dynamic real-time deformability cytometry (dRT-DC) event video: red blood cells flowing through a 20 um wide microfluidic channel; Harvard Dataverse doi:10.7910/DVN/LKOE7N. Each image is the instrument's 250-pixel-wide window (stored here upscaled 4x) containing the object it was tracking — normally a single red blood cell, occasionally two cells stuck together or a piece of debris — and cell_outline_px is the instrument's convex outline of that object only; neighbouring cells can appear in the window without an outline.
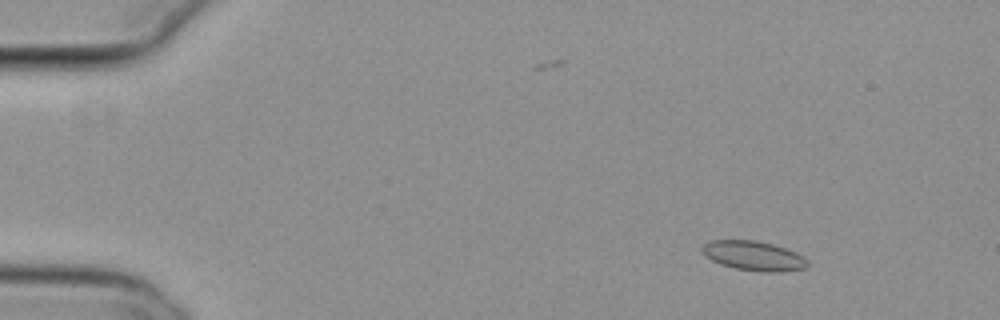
{"species": "common noctule bat (a hibernating species)", "species_latin": "Nyctalus noctula", "temperature_condition": "cold", "stored_images_in_passage": 52, "camera_frame_rate_fps": 3000, "um_per_image_px": 0.085, "animal": {"sex": "female", "body_mass_g": 29.2, "forearm_length_mm": 56.3}, "frame": {"image": 1, "passage_image": 4, "time_ms": 1.0, "image_size_px": [1000, 320], "cell_outline_px": [[808, 264], [804, 268], [784, 272], [764, 272], [736, 268], [720, 264], [704, 256], [700, 248], [708, 240], [756, 240], [772, 244], [796, 252], [804, 256], [808, 260]], "centroid_in_image_um": [64.04, 21.74], "position_along_channel_um": 21.0, "area_um2": 18.26}}
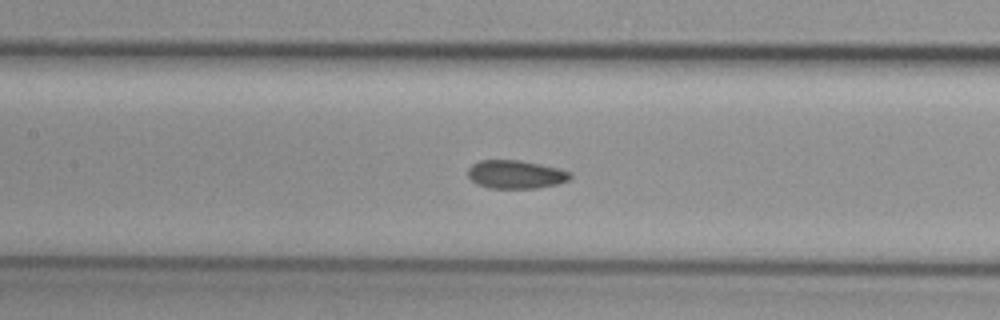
{"frame": {"image": 2, "passage_image": 23, "time_ms": 7.333, "image_size_px": [1000, 320], "cell_outline_px": [[572, 176], [568, 180], [556, 184], [536, 188], [488, 188], [476, 184], [468, 176], [468, 168], [472, 164], [480, 160], [520, 160], [560, 168], [572, 172]], "centroid_in_image_um": [43.84, 14.82], "position_along_channel_um": 163.6, "area_um2": 16.99}}
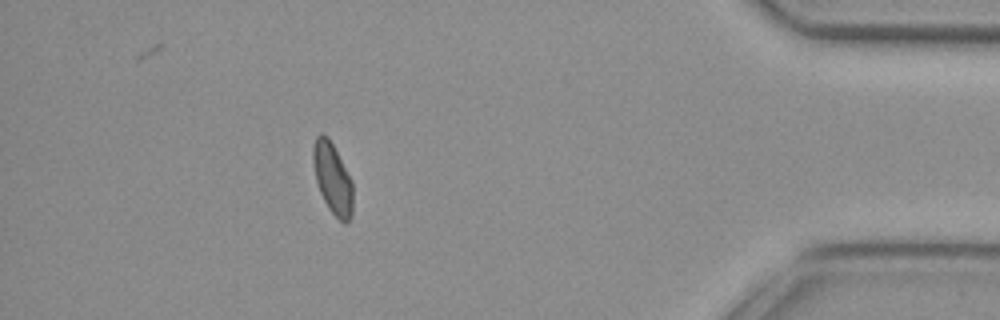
{"frame": {"image": 3, "passage_image": 46, "time_ms": 15.0, "image_size_px": [1000, 320], "cell_outline_px": [[352, 216], [344, 224], [328, 208], [320, 192], [316, 180], [312, 160], [312, 148], [316, 136], [320, 132], [328, 136], [352, 180]], "centroid_in_image_um": [28.25, 15.14], "position_along_channel_um": 406.9, "area_um2": 16.42}}